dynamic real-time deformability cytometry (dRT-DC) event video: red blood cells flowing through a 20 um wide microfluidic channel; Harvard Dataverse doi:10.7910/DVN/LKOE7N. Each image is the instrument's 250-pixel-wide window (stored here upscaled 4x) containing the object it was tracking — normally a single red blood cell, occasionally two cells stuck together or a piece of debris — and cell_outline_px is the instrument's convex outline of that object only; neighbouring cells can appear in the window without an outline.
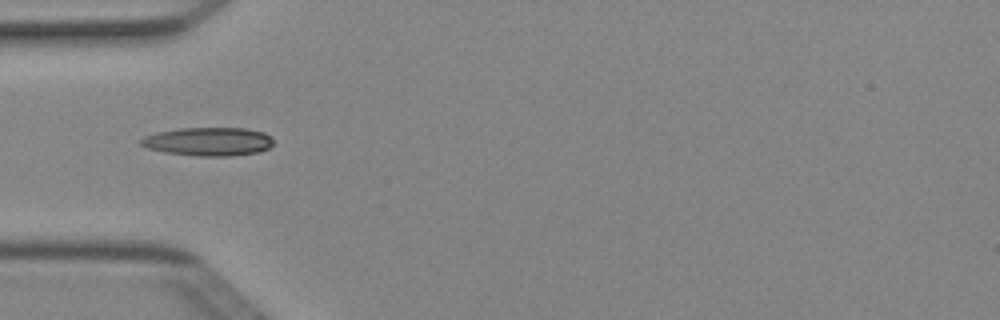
{"species": "Egyptian fruit bat (a non-hibernating species)", "species_latin": "Rousettus aegyptiacus", "temperature_condition": "cold", "stored_images_in_passage": 2, "camera_frame_rate_fps": 3000, "um_per_image_px": 0.085, "animal": {"sex": "female"}, "frame": {"image": 1, "passage_image": 1, "time_ms": 0.0, "image_size_px": [1000, 320], "cell_outline_px": [[272, 144], [268, 148], [260, 152], [232, 156], [196, 156], [164, 152], [148, 148], [140, 144], [140, 140], [144, 136], [156, 132], [180, 128], [244, 128], [264, 132], [272, 136]], "centroid_in_image_um": [17.72, 12.03], "position_along_channel_um": 67.3, "area_um2": 22.14}}
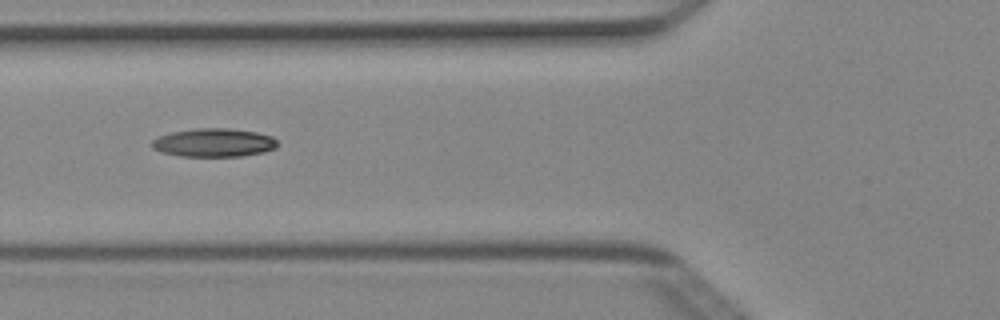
{"frame": {"image": 2, "passage_image": 2, "time_ms": 0.333, "image_size_px": [1000, 320], "cell_outline_px": [[276, 148], [264, 152], [240, 156], [180, 156], [160, 152], [152, 148], [152, 140], [160, 136], [172, 132], [196, 128], [228, 128], [256, 132], [272, 136], [276, 140]], "centroid_in_image_um": [18.17, 12.12], "position_along_channel_um": 107.6, "area_um2": 20.75}}